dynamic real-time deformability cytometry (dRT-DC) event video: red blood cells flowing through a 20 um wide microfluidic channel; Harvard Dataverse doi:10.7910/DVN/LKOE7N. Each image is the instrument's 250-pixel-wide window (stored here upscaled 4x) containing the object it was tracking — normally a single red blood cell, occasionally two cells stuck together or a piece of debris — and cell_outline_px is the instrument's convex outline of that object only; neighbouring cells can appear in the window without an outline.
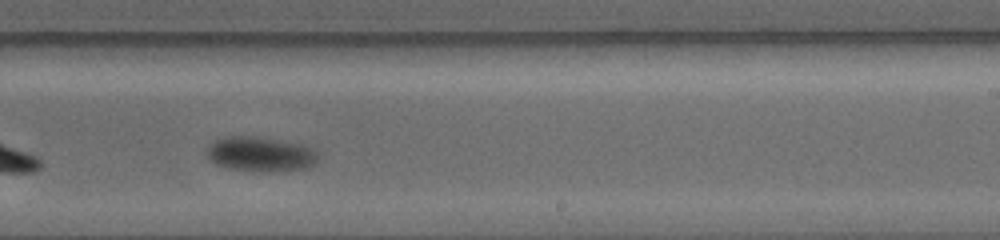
{"species": "common noctule bat (a hibernating species)", "species_latin": "Nyctalus noctula", "temperature_condition": "warm", "stored_images_in_passage": 16, "camera_frame_rate_fps": 5000, "um_per_image_px": 0.085, "animal": {"sex": "female", "body_mass_g": 19.0, "forearm_length_mm": 56.7}, "frame": {"image": 1, "passage_image": 10, "time_ms": 4.4, "image_size_px": [1000, 240], "cell_outline_px": [[316, 160], [312, 164], [304, 168], [284, 172], [260, 172], [228, 168], [216, 164], [208, 160], [208, 148], [216, 140], [232, 136], [240, 136], [276, 140], [300, 144], [312, 148], [316, 152]], "centroid_in_image_um": [22.13, 13.14], "position_along_channel_um": 266.9, "area_um2": 22.08}}
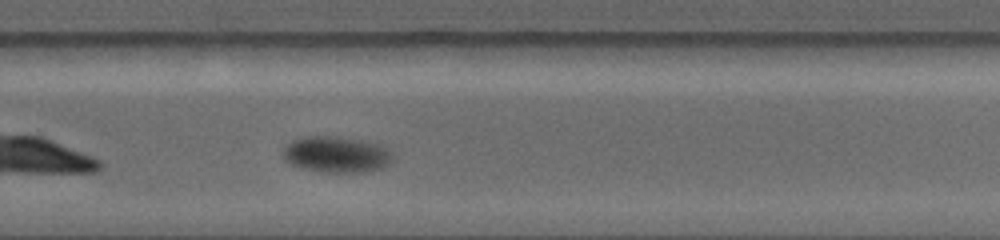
{"frame": {"image": 2, "passage_image": 12, "time_ms": 5.2, "image_size_px": [1000, 240], "cell_outline_px": [[392, 160], [384, 168], [368, 172], [320, 172], [300, 168], [292, 164], [284, 156], [284, 148], [292, 140], [304, 136], [336, 136], [364, 140], [380, 144], [388, 148], [392, 156]], "centroid_in_image_um": [28.64, 13.13], "position_along_channel_um": 301.2, "area_um2": 23.29}}
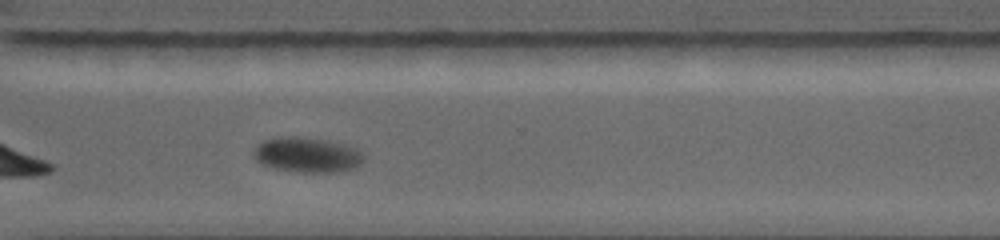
{"frame": {"image": 3, "passage_image": 14, "time_ms": 6.2, "image_size_px": [1000, 240], "cell_outline_px": [[364, 160], [356, 168], [340, 172], [300, 172], [276, 168], [264, 164], [256, 160], [252, 156], [252, 152], [264, 140], [280, 136], [296, 136], [328, 140], [344, 144], [356, 148], [364, 156]], "centroid_in_image_um": [26.13, 13.16], "position_along_channel_um": 344.5, "area_um2": 22.54}}